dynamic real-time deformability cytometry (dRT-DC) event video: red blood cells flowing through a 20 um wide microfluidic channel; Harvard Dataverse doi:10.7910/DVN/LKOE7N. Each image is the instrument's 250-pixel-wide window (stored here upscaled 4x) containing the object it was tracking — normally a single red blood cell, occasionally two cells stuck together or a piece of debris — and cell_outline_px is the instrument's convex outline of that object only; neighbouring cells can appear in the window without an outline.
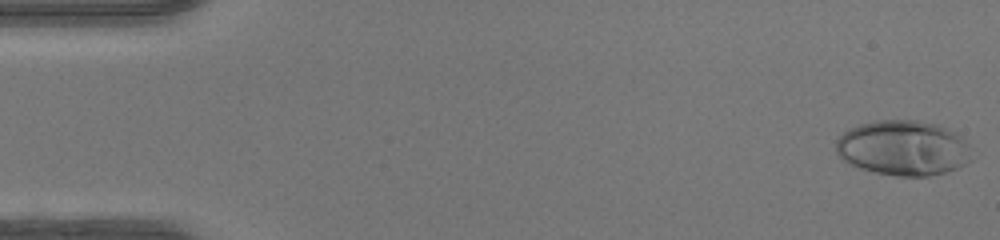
{"species": "human", "species_latin": "Homo sapiens", "temperature_condition": "warm", "stored_images_in_passage": 48, "camera_frame_rate_fps": 3000, "um_per_image_px": 0.085, "donor": {"sex": "female"}, "frame": {"image": 1, "passage_image": 1, "time_ms": 0.0, "image_size_px": [1000, 240], "cell_outline_px": [[972, 160], [956, 168], [944, 172], [928, 176], [896, 176], [876, 172], [860, 168], [848, 164], [836, 152], [836, 140], [848, 128], [860, 124], [876, 120], [916, 120], [940, 124], [956, 132], [968, 144]], "centroid_in_image_um": [76.77, 12.56], "position_along_channel_um": 8.2, "area_um2": 43.75}}
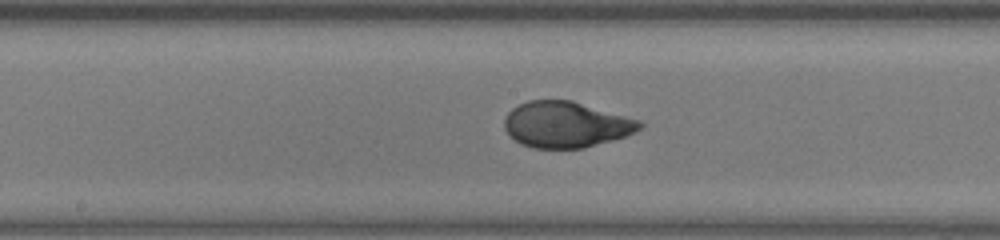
{"frame": {"image": 2, "passage_image": 25, "time_ms": 8.0, "image_size_px": [1000, 240], "cell_outline_px": [[644, 124], [636, 132], [612, 140], [584, 148], [532, 148], [520, 144], [504, 128], [504, 120], [508, 112], [512, 108], [528, 100], [572, 100], [640, 120]], "centroid_in_image_um": [48.11, 10.58], "position_along_channel_um": 200.1, "area_um2": 36.18}}
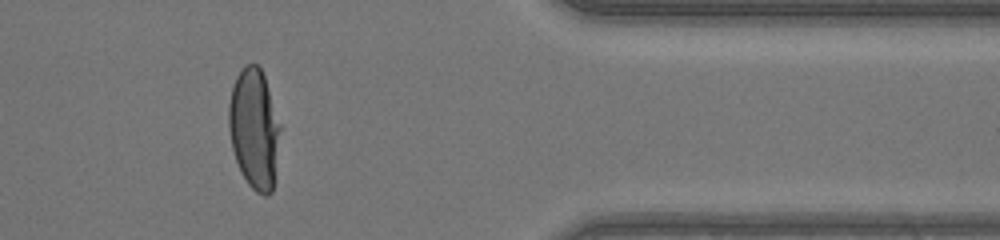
{"frame": {"image": 3, "passage_image": 40, "time_ms": 13.0, "image_size_px": [1000, 240], "cell_outline_px": [[280, 128], [272, 192], [268, 196], [264, 196], [256, 192], [248, 184], [240, 172], [232, 148], [228, 128], [228, 104], [232, 88], [236, 76], [240, 68], [244, 64], [256, 64], [260, 68], [264, 76], [280, 124]], "centroid_in_image_um": [21.58, 10.93], "position_along_channel_um": 389.8, "area_um2": 35.89}, "authors_computed_cell_mechanics": {"area_um2": 36.7897, "velocity_mm_per_s": 4.2641, "shape_relaxation_time_tau1_ms": 4.0637, "shape_relaxation_time_tau2_ms": null, "deformation_change_tau1": 0.2509, "deformation_change_tau2": null}}